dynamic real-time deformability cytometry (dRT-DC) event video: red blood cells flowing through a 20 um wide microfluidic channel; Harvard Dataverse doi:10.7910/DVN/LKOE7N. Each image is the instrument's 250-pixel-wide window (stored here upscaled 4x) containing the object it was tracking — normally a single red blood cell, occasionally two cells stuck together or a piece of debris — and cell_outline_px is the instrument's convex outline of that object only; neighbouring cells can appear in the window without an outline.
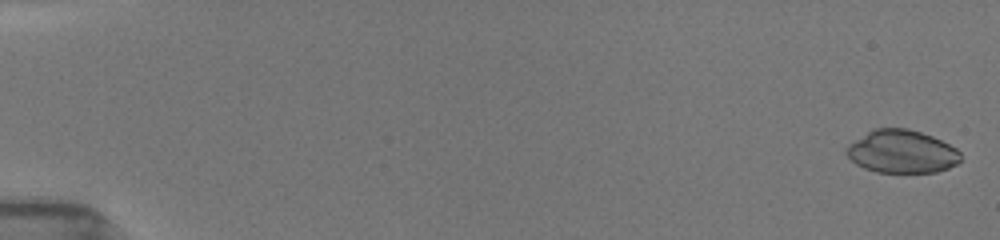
{"species": "common noctule bat (a hibernating species)", "species_latin": "Nyctalus noctula", "temperature_condition": "room temperature", "stored_images_in_passage": 52, "camera_frame_rate_fps": 3000, "um_per_image_px": 0.085, "animal": {"sex": "female", "body_mass_g": 19.5, "forearm_length_mm": 54.1}, "frame": {"image": 1, "passage_image": 1, "time_ms": 0.0, "image_size_px": [1000, 240], "cell_outline_px": [[960, 160], [956, 164], [948, 168], [936, 172], [876, 172], [864, 168], [856, 164], [844, 152], [844, 148], [848, 144], [868, 132], [876, 128], [908, 128], [932, 136], [956, 148], [960, 152]], "centroid_in_image_um": [76.63, 12.89], "position_along_channel_um": 8.4, "area_um2": 28.5}}
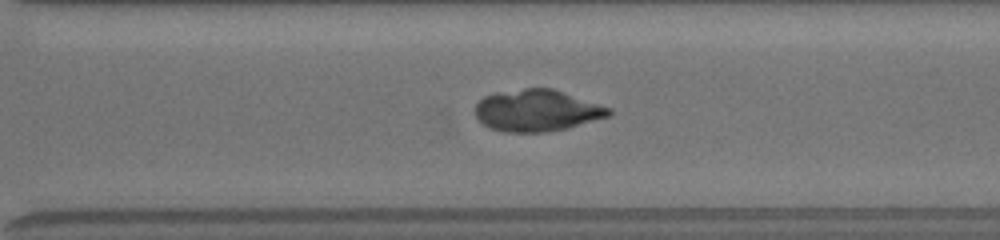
{"frame": {"image": 2, "passage_image": 38, "time_ms": 12.333, "image_size_px": [1000, 240], "cell_outline_px": [[612, 116], [568, 128], [548, 132], [504, 132], [488, 128], [476, 120], [476, 104], [484, 96], [496, 92], [524, 88], [552, 88], [612, 108]], "centroid_in_image_um": [45.65, 9.4], "position_along_channel_um": 325.0, "area_um2": 32.89}}
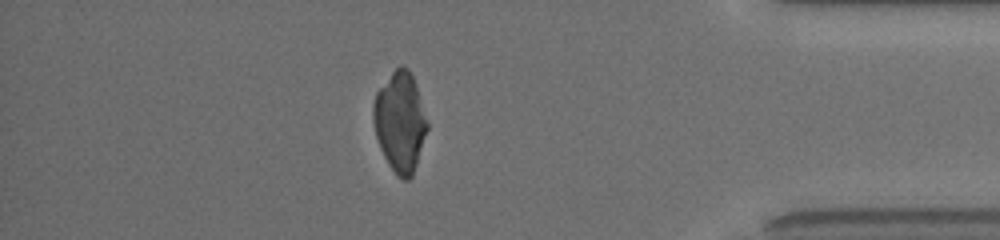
{"frame": {"image": 3, "passage_image": 46, "time_ms": 15.0, "image_size_px": [1000, 240], "cell_outline_px": [[428, 128], [412, 176], [408, 180], [404, 180], [396, 176], [388, 164], [380, 148], [376, 136], [372, 120], [372, 104], [376, 92], [392, 72], [400, 64], [408, 68], [416, 84], [428, 120]], "centroid_in_image_um": [33.99, 10.35], "position_along_channel_um": 401.2, "area_um2": 31.56}}